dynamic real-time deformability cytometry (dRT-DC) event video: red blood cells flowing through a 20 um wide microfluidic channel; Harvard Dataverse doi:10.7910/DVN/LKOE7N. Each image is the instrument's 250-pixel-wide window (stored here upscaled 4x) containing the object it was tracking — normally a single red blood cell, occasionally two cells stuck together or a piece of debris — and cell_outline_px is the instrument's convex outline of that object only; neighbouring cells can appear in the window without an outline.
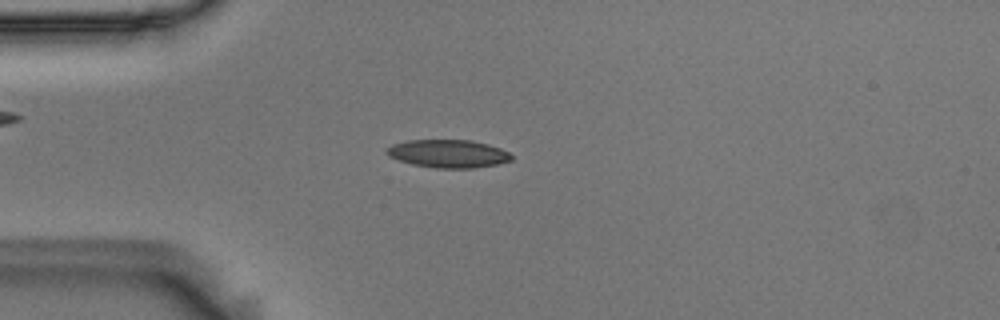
{"species": "Egyptian fruit bat (a non-hibernating species)", "species_latin": "Rousettus aegyptiacus", "temperature_condition": "room temperature", "stored_images_in_passage": 43, "camera_frame_rate_fps": 3000, "um_per_image_px": 0.085, "animal": {"sex": "male"}, "frame": {"image": 1, "passage_image": 2, "time_ms": 0.333, "image_size_px": [1000, 320], "cell_outline_px": [[512, 160], [496, 164], [472, 168], [436, 168], [412, 164], [388, 156], [384, 152], [384, 148], [392, 144], [408, 140], [472, 140], [488, 144], [500, 148], [508, 152], [512, 156]], "centroid_in_image_um": [38.05, 13.05], "position_along_channel_um": 46.9, "area_um2": 20.4}}
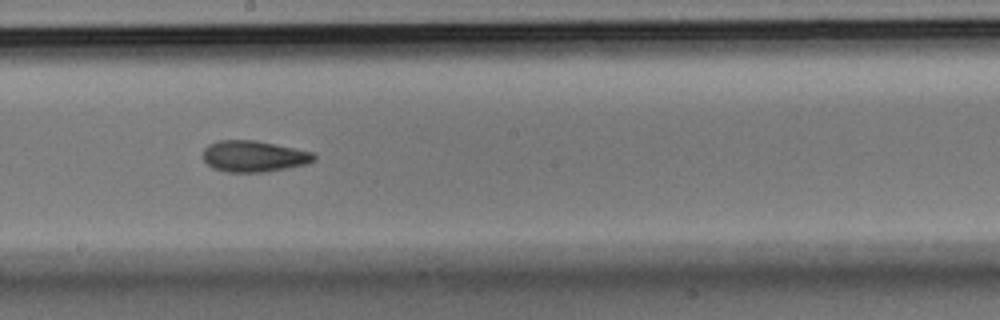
{"frame": {"image": 2, "passage_image": 18, "time_ms": 5.667, "image_size_px": [1000, 320], "cell_outline_px": [[316, 160], [308, 164], [264, 172], [228, 172], [212, 168], [200, 156], [204, 148], [208, 144], [220, 140], [256, 140], [312, 152], [316, 156]], "centroid_in_image_um": [21.54, 13.28], "position_along_channel_um": 226.7, "area_um2": 20.35}}
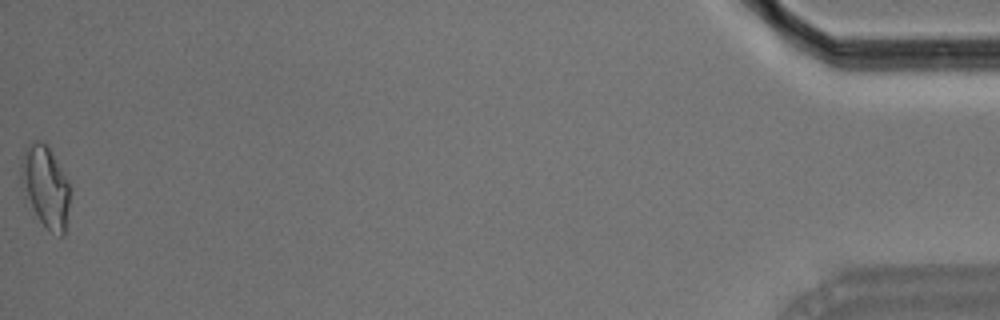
{"frame": {"image": 3, "passage_image": 43, "time_ms": 14.0, "image_size_px": [1000, 320], "cell_outline_px": [[68, 204], [64, 236], [60, 236], [48, 228], [40, 220], [32, 208], [20, 180], [20, 160], [24, 148], [32, 140], [40, 140], [48, 144], [68, 180]], "centroid_in_image_um": [3.83, 15.75], "position_along_channel_um": 431.4, "area_um2": 22.95}, "authors_computed_cell_mechanics": {"area_um2": 20.0566, "velocity_mm_per_s": 3.6291, "shape_relaxation_time_tau1_ms": null, "shape_relaxation_time_tau2_ms": 4.1007, "deformation_change_tau1": null, "deformation_change_tau2": 0.1091}}